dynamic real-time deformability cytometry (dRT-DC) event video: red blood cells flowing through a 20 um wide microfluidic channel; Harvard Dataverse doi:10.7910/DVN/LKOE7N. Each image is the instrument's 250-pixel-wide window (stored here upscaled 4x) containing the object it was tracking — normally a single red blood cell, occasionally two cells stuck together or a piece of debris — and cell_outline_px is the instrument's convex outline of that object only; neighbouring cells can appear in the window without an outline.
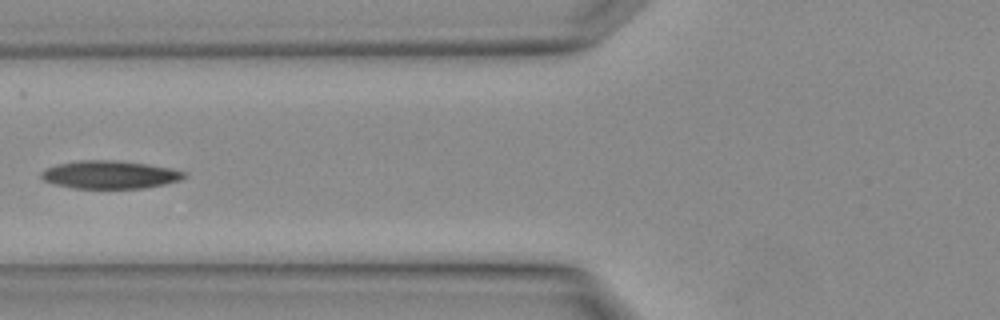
{"species": "Egyptian fruit bat (a non-hibernating species)", "species_latin": "Rousettus aegyptiacus", "temperature_condition": "warm", "stored_images_in_passage": 2, "camera_frame_rate_fps": 3000, "um_per_image_px": 0.085, "animal": {"sex": "female"}, "frame": {"image": 1, "passage_image": 2, "time_ms": 0.333, "image_size_px": [1000, 320], "cell_outline_px": [[184, 176], [180, 180], [164, 184], [144, 188], [76, 188], [56, 184], [44, 180], [40, 176], [40, 172], [56, 164], [80, 160], [116, 160], [148, 164], [172, 168], [184, 172]], "centroid_in_image_um": [9.33, 14.84], "position_along_channel_um": 116.5, "area_um2": 23.12}}